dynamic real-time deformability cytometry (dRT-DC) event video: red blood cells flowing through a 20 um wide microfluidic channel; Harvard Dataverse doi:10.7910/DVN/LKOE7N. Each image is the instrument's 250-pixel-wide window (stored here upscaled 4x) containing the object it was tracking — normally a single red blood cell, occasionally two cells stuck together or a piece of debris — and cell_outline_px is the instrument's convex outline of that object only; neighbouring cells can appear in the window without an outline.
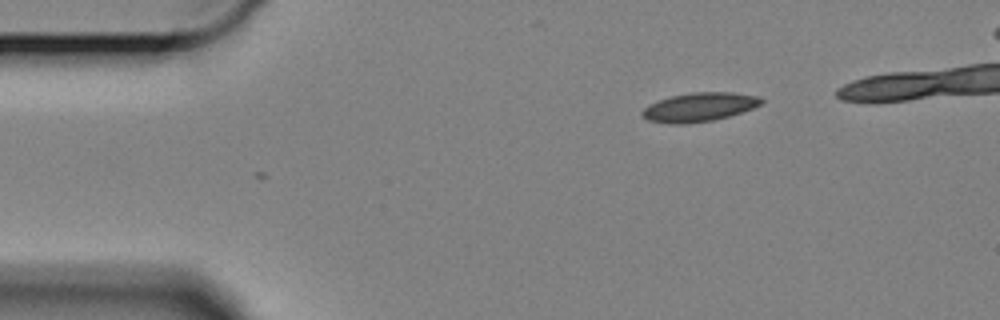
{"species": "Egyptian fruit bat (a non-hibernating species)", "species_latin": "Rousettus aegyptiacus", "temperature_condition": "cold", "stored_images_in_passage": 2, "camera_frame_rate_fps": 3000, "um_per_image_px": 0.085, "animal": {"sex": "female"}, "frame": {"image": 1, "passage_image": 2, "time_ms": 0.333, "image_size_px": [1000, 320], "cell_outline_px": [[764, 100], [760, 104], [752, 108], [728, 116], [712, 120], [684, 124], [668, 124], [648, 120], [640, 116], [640, 112], [648, 104], [672, 96], [692, 92], [732, 92], [756, 96]], "centroid_in_image_um": [59.37, 9.11], "position_along_channel_um": 25.6, "area_um2": 19.88}}